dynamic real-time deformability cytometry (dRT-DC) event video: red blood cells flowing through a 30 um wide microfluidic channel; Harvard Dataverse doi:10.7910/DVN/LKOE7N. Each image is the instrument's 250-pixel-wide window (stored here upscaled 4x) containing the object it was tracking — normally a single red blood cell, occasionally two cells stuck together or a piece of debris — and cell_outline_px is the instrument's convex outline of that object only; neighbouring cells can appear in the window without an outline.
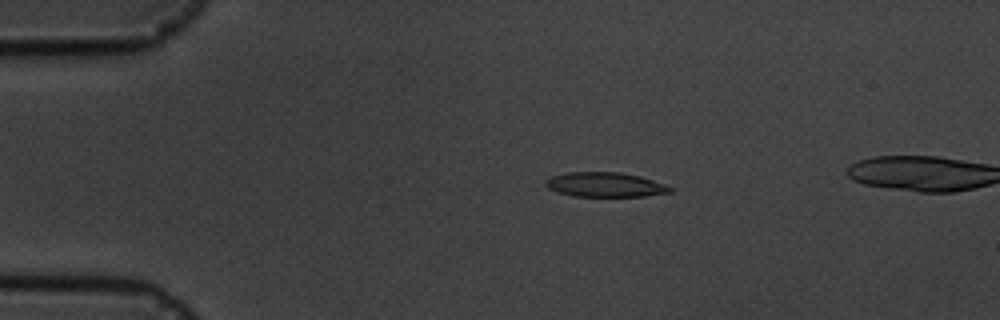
{"species": "common noctule bat (a hibernating species)", "species_latin": "Nyctalus noctula", "temperature_condition": "cold", "stored_images_in_passage": 6, "camera_frame_rate_fps": 3000, "um_per_image_px": 0.085, "animal": {"sex": "male", "body_mass_g": 19.5, "forearm_length_mm": 54.6}, "frame": {"image": 1, "passage_image": 3, "time_ms": 3.0, "image_size_px": [1000, 320], "cell_outline_px": [[676, 188], [672, 192], [644, 196], [572, 196], [556, 192], [548, 188], [544, 184], [544, 180], [552, 176], [568, 172], [620, 172], [640, 176]], "centroid_in_image_um": [51.43, 15.7], "position_along_channel_um": 33.6, "area_um2": 17.98}}
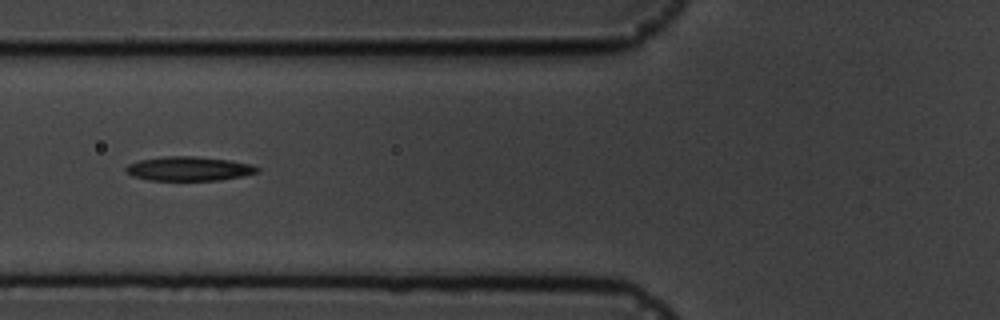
{"frame": {"image": 2, "passage_image": 5, "time_ms": 6.333, "image_size_px": [1000, 320], "cell_outline_px": [[260, 172], [244, 176], [220, 180], [148, 180], [132, 176], [124, 168], [128, 164], [140, 160], [168, 156], [192, 156], [228, 160], [252, 164], [260, 168]], "centroid_in_image_um": [16.09, 14.34], "position_along_channel_um": 109.7, "area_um2": 18.5}}
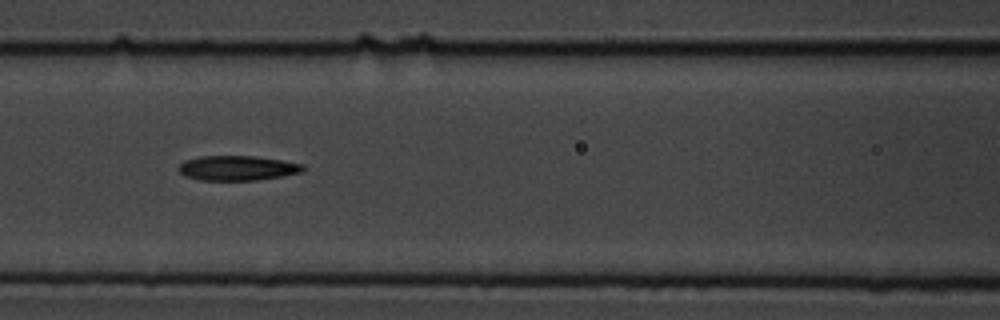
{"frame": {"image": 3, "passage_image": 6, "time_ms": 7.333, "image_size_px": [1000, 320], "cell_outline_px": [[304, 168], [300, 172], [284, 176], [256, 180], [200, 180], [184, 176], [176, 168], [184, 160], [200, 156], [256, 156], [304, 164]], "centroid_in_image_um": [20.14, 14.28], "position_along_channel_um": 146.5, "area_um2": 18.03}}